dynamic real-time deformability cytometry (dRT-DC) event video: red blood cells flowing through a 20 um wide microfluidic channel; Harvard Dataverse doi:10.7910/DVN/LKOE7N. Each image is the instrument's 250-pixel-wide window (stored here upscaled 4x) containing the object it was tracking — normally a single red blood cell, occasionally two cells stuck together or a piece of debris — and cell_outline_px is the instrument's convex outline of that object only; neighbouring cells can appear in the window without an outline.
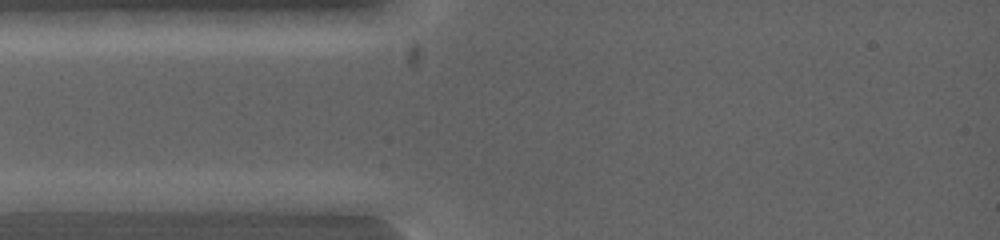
{"species": "common noctule bat (a hibernating species)", "species_latin": "Nyctalus noctula", "temperature_condition": "warm", "stored_images_in_passage": 3, "camera_frame_rate_fps": 5000, "um_per_image_px": 0.085, "animal": {"sex": "female", "body_mass_g": 19.0, "forearm_length_mm": 53.3}, "frame": {"image": 1, "passage_image": 1, "time_ms": 0.0, "image_size_px": [1000, 240], "cell_outline_px": [[184, 200], [144, 212], [16, 212], [12, 200], [64, 192], [164, 192]], "centroid_in_image_um": [8.11, 17.19], "position_along_channel_um": 76.9, "area_um2": 20.87}}